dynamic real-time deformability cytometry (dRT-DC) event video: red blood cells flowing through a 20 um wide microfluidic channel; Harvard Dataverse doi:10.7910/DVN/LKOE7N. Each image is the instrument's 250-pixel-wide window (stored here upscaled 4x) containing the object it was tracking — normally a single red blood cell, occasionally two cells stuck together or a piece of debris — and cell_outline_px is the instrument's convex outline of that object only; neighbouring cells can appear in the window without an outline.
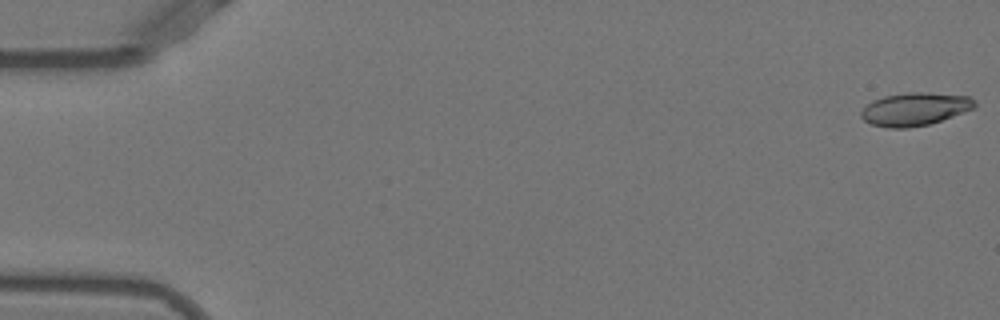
{"species": "Egyptian fruit bat (a non-hibernating species)", "species_latin": "Rousettus aegyptiacus", "temperature_condition": "warm", "stored_images_in_passage": 52, "camera_frame_rate_fps": 3000, "um_per_image_px": 0.085, "animal": {"sex": "female"}, "frame": {"image": 1, "passage_image": 1, "time_ms": 0.0, "image_size_px": [1000, 320], "cell_outline_px": [[976, 108], [928, 124], [908, 128], [888, 128], [872, 124], [864, 120], [860, 116], [860, 112], [872, 100], [884, 96], [908, 92], [928, 92], [968, 96], [976, 100]], "centroid_in_image_um": [77.77, 9.26], "position_along_channel_um": 7.2, "area_um2": 21.85}}
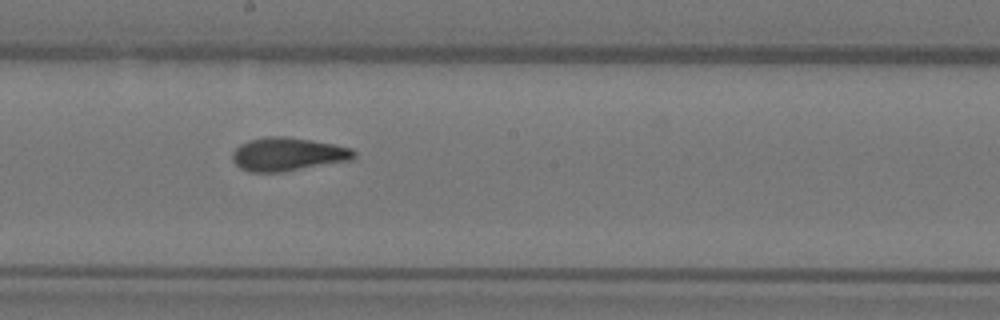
{"frame": {"image": 2, "passage_image": 29, "time_ms": 9.333, "image_size_px": [1000, 320], "cell_outline_px": [[356, 156], [348, 160], [280, 172], [252, 172], [240, 168], [232, 160], [232, 152], [240, 144], [248, 140], [268, 136], [284, 136], [312, 140], [352, 148], [356, 152]], "centroid_in_image_um": [24.42, 13.1], "position_along_channel_um": 223.8, "area_um2": 23.41}}
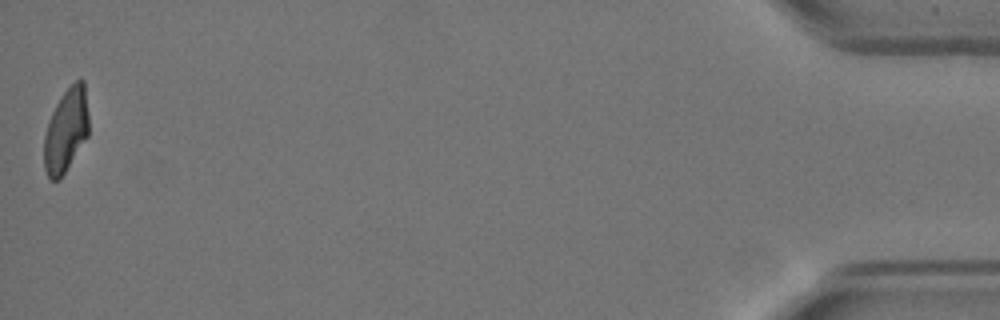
{"frame": {"image": 3, "passage_image": 52, "time_ms": 17.0, "image_size_px": [1000, 320], "cell_outline_px": [[88, 136], [60, 180], [52, 180], [48, 176], [44, 168], [44, 136], [48, 120], [60, 96], [76, 80], [84, 80], [88, 116]], "centroid_in_image_um": [5.6, 11.09], "position_along_channel_um": 429.6, "area_um2": 21.79}, "authors_computed_cell_mechanics": {"area_um2": 22.6287, "velocity_mm_per_s": 3.9226, "shape_relaxation_time_tau1_ms": 8.2666, "shape_relaxation_time_tau2_ms": 1.5655, "deformation_change_tau1": 0.2507, "deformation_change_tau2": 0.0818}}